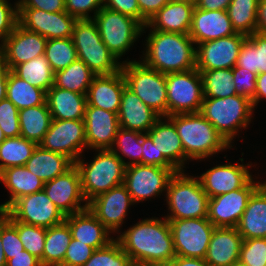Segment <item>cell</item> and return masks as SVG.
<instances>
[{
  "label": "cell",
  "instance_id": "23",
  "mask_svg": "<svg viewBox=\"0 0 266 266\" xmlns=\"http://www.w3.org/2000/svg\"><path fill=\"white\" fill-rule=\"evenodd\" d=\"M84 125L88 150L110 149L120 128L118 114L94 106H86Z\"/></svg>",
  "mask_w": 266,
  "mask_h": 266
},
{
  "label": "cell",
  "instance_id": "48",
  "mask_svg": "<svg viewBox=\"0 0 266 266\" xmlns=\"http://www.w3.org/2000/svg\"><path fill=\"white\" fill-rule=\"evenodd\" d=\"M0 128L6 138L21 134L19 109L7 98L0 101Z\"/></svg>",
  "mask_w": 266,
  "mask_h": 266
},
{
  "label": "cell",
  "instance_id": "60",
  "mask_svg": "<svg viewBox=\"0 0 266 266\" xmlns=\"http://www.w3.org/2000/svg\"><path fill=\"white\" fill-rule=\"evenodd\" d=\"M266 99V73L258 74L256 79V90L253 97V106L257 107V104Z\"/></svg>",
  "mask_w": 266,
  "mask_h": 266
},
{
  "label": "cell",
  "instance_id": "13",
  "mask_svg": "<svg viewBox=\"0 0 266 266\" xmlns=\"http://www.w3.org/2000/svg\"><path fill=\"white\" fill-rule=\"evenodd\" d=\"M177 171L176 168L133 164L126 166L123 184L133 202L140 203L166 192L170 178Z\"/></svg>",
  "mask_w": 266,
  "mask_h": 266
},
{
  "label": "cell",
  "instance_id": "57",
  "mask_svg": "<svg viewBox=\"0 0 266 266\" xmlns=\"http://www.w3.org/2000/svg\"><path fill=\"white\" fill-rule=\"evenodd\" d=\"M142 164L158 166V149L147 133L142 134Z\"/></svg>",
  "mask_w": 266,
  "mask_h": 266
},
{
  "label": "cell",
  "instance_id": "15",
  "mask_svg": "<svg viewBox=\"0 0 266 266\" xmlns=\"http://www.w3.org/2000/svg\"><path fill=\"white\" fill-rule=\"evenodd\" d=\"M253 179L243 188L209 198L207 218L215 227H237L249 198L262 183Z\"/></svg>",
  "mask_w": 266,
  "mask_h": 266
},
{
  "label": "cell",
  "instance_id": "61",
  "mask_svg": "<svg viewBox=\"0 0 266 266\" xmlns=\"http://www.w3.org/2000/svg\"><path fill=\"white\" fill-rule=\"evenodd\" d=\"M256 32L266 35V0H259Z\"/></svg>",
  "mask_w": 266,
  "mask_h": 266
},
{
  "label": "cell",
  "instance_id": "30",
  "mask_svg": "<svg viewBox=\"0 0 266 266\" xmlns=\"http://www.w3.org/2000/svg\"><path fill=\"white\" fill-rule=\"evenodd\" d=\"M46 103L52 119L80 120L85 116L87 97L53 85L46 93Z\"/></svg>",
  "mask_w": 266,
  "mask_h": 266
},
{
  "label": "cell",
  "instance_id": "32",
  "mask_svg": "<svg viewBox=\"0 0 266 266\" xmlns=\"http://www.w3.org/2000/svg\"><path fill=\"white\" fill-rule=\"evenodd\" d=\"M0 183L10 192L9 200L0 204V212L6 211L17 199L40 192L43 181L32 174L25 166L10 167L0 173Z\"/></svg>",
  "mask_w": 266,
  "mask_h": 266
},
{
  "label": "cell",
  "instance_id": "35",
  "mask_svg": "<svg viewBox=\"0 0 266 266\" xmlns=\"http://www.w3.org/2000/svg\"><path fill=\"white\" fill-rule=\"evenodd\" d=\"M71 239V231L65 221L46 228L42 266H61Z\"/></svg>",
  "mask_w": 266,
  "mask_h": 266
},
{
  "label": "cell",
  "instance_id": "62",
  "mask_svg": "<svg viewBox=\"0 0 266 266\" xmlns=\"http://www.w3.org/2000/svg\"><path fill=\"white\" fill-rule=\"evenodd\" d=\"M10 72L9 66L0 58V101L6 98L7 80Z\"/></svg>",
  "mask_w": 266,
  "mask_h": 266
},
{
  "label": "cell",
  "instance_id": "55",
  "mask_svg": "<svg viewBox=\"0 0 266 266\" xmlns=\"http://www.w3.org/2000/svg\"><path fill=\"white\" fill-rule=\"evenodd\" d=\"M18 8H35L47 12H62L65 9V0H18Z\"/></svg>",
  "mask_w": 266,
  "mask_h": 266
},
{
  "label": "cell",
  "instance_id": "25",
  "mask_svg": "<svg viewBox=\"0 0 266 266\" xmlns=\"http://www.w3.org/2000/svg\"><path fill=\"white\" fill-rule=\"evenodd\" d=\"M126 81L122 71L96 75L87 92V106L102 108L118 114Z\"/></svg>",
  "mask_w": 266,
  "mask_h": 266
},
{
  "label": "cell",
  "instance_id": "52",
  "mask_svg": "<svg viewBox=\"0 0 266 266\" xmlns=\"http://www.w3.org/2000/svg\"><path fill=\"white\" fill-rule=\"evenodd\" d=\"M103 6L104 0H65L66 12L76 19H93Z\"/></svg>",
  "mask_w": 266,
  "mask_h": 266
},
{
  "label": "cell",
  "instance_id": "69",
  "mask_svg": "<svg viewBox=\"0 0 266 266\" xmlns=\"http://www.w3.org/2000/svg\"><path fill=\"white\" fill-rule=\"evenodd\" d=\"M265 188H266V181H264L263 183H261Z\"/></svg>",
  "mask_w": 266,
  "mask_h": 266
},
{
  "label": "cell",
  "instance_id": "20",
  "mask_svg": "<svg viewBox=\"0 0 266 266\" xmlns=\"http://www.w3.org/2000/svg\"><path fill=\"white\" fill-rule=\"evenodd\" d=\"M46 43L44 36L17 24L13 32L0 43V58L12 71L17 65L44 55Z\"/></svg>",
  "mask_w": 266,
  "mask_h": 266
},
{
  "label": "cell",
  "instance_id": "12",
  "mask_svg": "<svg viewBox=\"0 0 266 266\" xmlns=\"http://www.w3.org/2000/svg\"><path fill=\"white\" fill-rule=\"evenodd\" d=\"M0 213L8 221H20L44 228L61 224L66 217L44 190L17 199L6 211Z\"/></svg>",
  "mask_w": 266,
  "mask_h": 266
},
{
  "label": "cell",
  "instance_id": "28",
  "mask_svg": "<svg viewBox=\"0 0 266 266\" xmlns=\"http://www.w3.org/2000/svg\"><path fill=\"white\" fill-rule=\"evenodd\" d=\"M73 239L85 243L95 250L106 247L114 237L111 232L88 209L65 217Z\"/></svg>",
  "mask_w": 266,
  "mask_h": 266
},
{
  "label": "cell",
  "instance_id": "53",
  "mask_svg": "<svg viewBox=\"0 0 266 266\" xmlns=\"http://www.w3.org/2000/svg\"><path fill=\"white\" fill-rule=\"evenodd\" d=\"M8 0H0V41L13 32L18 24V2L14 6Z\"/></svg>",
  "mask_w": 266,
  "mask_h": 266
},
{
  "label": "cell",
  "instance_id": "39",
  "mask_svg": "<svg viewBox=\"0 0 266 266\" xmlns=\"http://www.w3.org/2000/svg\"><path fill=\"white\" fill-rule=\"evenodd\" d=\"M12 72L20 79L46 92L54 85L55 73L45 55L17 65Z\"/></svg>",
  "mask_w": 266,
  "mask_h": 266
},
{
  "label": "cell",
  "instance_id": "59",
  "mask_svg": "<svg viewBox=\"0 0 266 266\" xmlns=\"http://www.w3.org/2000/svg\"><path fill=\"white\" fill-rule=\"evenodd\" d=\"M232 0H195V7L203 10H227Z\"/></svg>",
  "mask_w": 266,
  "mask_h": 266
},
{
  "label": "cell",
  "instance_id": "24",
  "mask_svg": "<svg viewBox=\"0 0 266 266\" xmlns=\"http://www.w3.org/2000/svg\"><path fill=\"white\" fill-rule=\"evenodd\" d=\"M236 33L226 10L194 8L189 36L195 45Z\"/></svg>",
  "mask_w": 266,
  "mask_h": 266
},
{
  "label": "cell",
  "instance_id": "3",
  "mask_svg": "<svg viewBox=\"0 0 266 266\" xmlns=\"http://www.w3.org/2000/svg\"><path fill=\"white\" fill-rule=\"evenodd\" d=\"M168 118L175 125L185 156L190 161H201L233 147L200 112L175 114Z\"/></svg>",
  "mask_w": 266,
  "mask_h": 266
},
{
  "label": "cell",
  "instance_id": "22",
  "mask_svg": "<svg viewBox=\"0 0 266 266\" xmlns=\"http://www.w3.org/2000/svg\"><path fill=\"white\" fill-rule=\"evenodd\" d=\"M240 161L242 164L226 163L213 166L197 176L209 198L243 188L254 178L249 171L252 164H243V158H240Z\"/></svg>",
  "mask_w": 266,
  "mask_h": 266
},
{
  "label": "cell",
  "instance_id": "51",
  "mask_svg": "<svg viewBox=\"0 0 266 266\" xmlns=\"http://www.w3.org/2000/svg\"><path fill=\"white\" fill-rule=\"evenodd\" d=\"M94 251L93 247L72 238L61 266H83Z\"/></svg>",
  "mask_w": 266,
  "mask_h": 266
},
{
  "label": "cell",
  "instance_id": "40",
  "mask_svg": "<svg viewBox=\"0 0 266 266\" xmlns=\"http://www.w3.org/2000/svg\"><path fill=\"white\" fill-rule=\"evenodd\" d=\"M36 147L35 142L22 136L6 138L0 144V173L10 167L25 166Z\"/></svg>",
  "mask_w": 266,
  "mask_h": 266
},
{
  "label": "cell",
  "instance_id": "36",
  "mask_svg": "<svg viewBox=\"0 0 266 266\" xmlns=\"http://www.w3.org/2000/svg\"><path fill=\"white\" fill-rule=\"evenodd\" d=\"M236 66L256 74L266 73V35L254 32L247 36L239 50Z\"/></svg>",
  "mask_w": 266,
  "mask_h": 266
},
{
  "label": "cell",
  "instance_id": "33",
  "mask_svg": "<svg viewBox=\"0 0 266 266\" xmlns=\"http://www.w3.org/2000/svg\"><path fill=\"white\" fill-rule=\"evenodd\" d=\"M73 165L74 163L67 156L45 150L40 145H37L25 167L36 177L40 178L43 183H46L64 174Z\"/></svg>",
  "mask_w": 266,
  "mask_h": 266
},
{
  "label": "cell",
  "instance_id": "8",
  "mask_svg": "<svg viewBox=\"0 0 266 266\" xmlns=\"http://www.w3.org/2000/svg\"><path fill=\"white\" fill-rule=\"evenodd\" d=\"M126 86L160 116H167L166 74L146 66L142 61L125 60L121 64Z\"/></svg>",
  "mask_w": 266,
  "mask_h": 266
},
{
  "label": "cell",
  "instance_id": "64",
  "mask_svg": "<svg viewBox=\"0 0 266 266\" xmlns=\"http://www.w3.org/2000/svg\"><path fill=\"white\" fill-rule=\"evenodd\" d=\"M0 266H6V258L4 255V251L2 249V241H1V213H0Z\"/></svg>",
  "mask_w": 266,
  "mask_h": 266
},
{
  "label": "cell",
  "instance_id": "2",
  "mask_svg": "<svg viewBox=\"0 0 266 266\" xmlns=\"http://www.w3.org/2000/svg\"><path fill=\"white\" fill-rule=\"evenodd\" d=\"M145 40L141 61L146 66L163 74L196 68V45L189 34L150 29Z\"/></svg>",
  "mask_w": 266,
  "mask_h": 266
},
{
  "label": "cell",
  "instance_id": "34",
  "mask_svg": "<svg viewBox=\"0 0 266 266\" xmlns=\"http://www.w3.org/2000/svg\"><path fill=\"white\" fill-rule=\"evenodd\" d=\"M52 120L47 103L20 109V136L39 145L50 128Z\"/></svg>",
  "mask_w": 266,
  "mask_h": 266
},
{
  "label": "cell",
  "instance_id": "58",
  "mask_svg": "<svg viewBox=\"0 0 266 266\" xmlns=\"http://www.w3.org/2000/svg\"><path fill=\"white\" fill-rule=\"evenodd\" d=\"M6 266H42L40 260L26 250L6 261Z\"/></svg>",
  "mask_w": 266,
  "mask_h": 266
},
{
  "label": "cell",
  "instance_id": "19",
  "mask_svg": "<svg viewBox=\"0 0 266 266\" xmlns=\"http://www.w3.org/2000/svg\"><path fill=\"white\" fill-rule=\"evenodd\" d=\"M43 190L65 216L88 208L81 189L80 173L75 164L64 174L44 183Z\"/></svg>",
  "mask_w": 266,
  "mask_h": 266
},
{
  "label": "cell",
  "instance_id": "43",
  "mask_svg": "<svg viewBox=\"0 0 266 266\" xmlns=\"http://www.w3.org/2000/svg\"><path fill=\"white\" fill-rule=\"evenodd\" d=\"M142 134L143 133L139 131L127 130L120 127L110 150L113 151L126 166L142 164ZM122 156L129 158L130 161L125 162Z\"/></svg>",
  "mask_w": 266,
  "mask_h": 266
},
{
  "label": "cell",
  "instance_id": "18",
  "mask_svg": "<svg viewBox=\"0 0 266 266\" xmlns=\"http://www.w3.org/2000/svg\"><path fill=\"white\" fill-rule=\"evenodd\" d=\"M134 204L125 185L120 184L89 201L88 209L114 235L121 232L128 208Z\"/></svg>",
  "mask_w": 266,
  "mask_h": 266
},
{
  "label": "cell",
  "instance_id": "68",
  "mask_svg": "<svg viewBox=\"0 0 266 266\" xmlns=\"http://www.w3.org/2000/svg\"><path fill=\"white\" fill-rule=\"evenodd\" d=\"M169 1H195V0H169Z\"/></svg>",
  "mask_w": 266,
  "mask_h": 266
},
{
  "label": "cell",
  "instance_id": "44",
  "mask_svg": "<svg viewBox=\"0 0 266 266\" xmlns=\"http://www.w3.org/2000/svg\"><path fill=\"white\" fill-rule=\"evenodd\" d=\"M44 55L54 73L67 68L78 59L72 37L47 39Z\"/></svg>",
  "mask_w": 266,
  "mask_h": 266
},
{
  "label": "cell",
  "instance_id": "56",
  "mask_svg": "<svg viewBox=\"0 0 266 266\" xmlns=\"http://www.w3.org/2000/svg\"><path fill=\"white\" fill-rule=\"evenodd\" d=\"M169 0H138L140 9V23L143 26L163 7Z\"/></svg>",
  "mask_w": 266,
  "mask_h": 266
},
{
  "label": "cell",
  "instance_id": "9",
  "mask_svg": "<svg viewBox=\"0 0 266 266\" xmlns=\"http://www.w3.org/2000/svg\"><path fill=\"white\" fill-rule=\"evenodd\" d=\"M93 20L103 43L117 60L121 59L138 37L140 38L141 34L145 33L144 26L138 20L104 6Z\"/></svg>",
  "mask_w": 266,
  "mask_h": 266
},
{
  "label": "cell",
  "instance_id": "26",
  "mask_svg": "<svg viewBox=\"0 0 266 266\" xmlns=\"http://www.w3.org/2000/svg\"><path fill=\"white\" fill-rule=\"evenodd\" d=\"M161 116L148 107L127 86L123 89L118 111L119 125L127 130L147 133Z\"/></svg>",
  "mask_w": 266,
  "mask_h": 266
},
{
  "label": "cell",
  "instance_id": "5",
  "mask_svg": "<svg viewBox=\"0 0 266 266\" xmlns=\"http://www.w3.org/2000/svg\"><path fill=\"white\" fill-rule=\"evenodd\" d=\"M254 106L250 99L241 95L225 98H204L200 114L232 146V140L240 129H246L251 123Z\"/></svg>",
  "mask_w": 266,
  "mask_h": 266
},
{
  "label": "cell",
  "instance_id": "67",
  "mask_svg": "<svg viewBox=\"0 0 266 266\" xmlns=\"http://www.w3.org/2000/svg\"><path fill=\"white\" fill-rule=\"evenodd\" d=\"M230 266H246V265L239 260V261L232 263Z\"/></svg>",
  "mask_w": 266,
  "mask_h": 266
},
{
  "label": "cell",
  "instance_id": "31",
  "mask_svg": "<svg viewBox=\"0 0 266 266\" xmlns=\"http://www.w3.org/2000/svg\"><path fill=\"white\" fill-rule=\"evenodd\" d=\"M236 228L243 239L266 238V188L262 184L249 198Z\"/></svg>",
  "mask_w": 266,
  "mask_h": 266
},
{
  "label": "cell",
  "instance_id": "54",
  "mask_svg": "<svg viewBox=\"0 0 266 266\" xmlns=\"http://www.w3.org/2000/svg\"><path fill=\"white\" fill-rule=\"evenodd\" d=\"M104 7L130 16L140 22L138 0H104Z\"/></svg>",
  "mask_w": 266,
  "mask_h": 266
},
{
  "label": "cell",
  "instance_id": "29",
  "mask_svg": "<svg viewBox=\"0 0 266 266\" xmlns=\"http://www.w3.org/2000/svg\"><path fill=\"white\" fill-rule=\"evenodd\" d=\"M243 237L235 227H216L205 256L210 266H230L239 261Z\"/></svg>",
  "mask_w": 266,
  "mask_h": 266
},
{
  "label": "cell",
  "instance_id": "66",
  "mask_svg": "<svg viewBox=\"0 0 266 266\" xmlns=\"http://www.w3.org/2000/svg\"><path fill=\"white\" fill-rule=\"evenodd\" d=\"M6 139L2 129L0 128V144Z\"/></svg>",
  "mask_w": 266,
  "mask_h": 266
},
{
  "label": "cell",
  "instance_id": "4",
  "mask_svg": "<svg viewBox=\"0 0 266 266\" xmlns=\"http://www.w3.org/2000/svg\"><path fill=\"white\" fill-rule=\"evenodd\" d=\"M93 160L87 163L81 157L74 163L81 178V189L87 203L101 193L124 182L126 165L110 149L95 150Z\"/></svg>",
  "mask_w": 266,
  "mask_h": 266
},
{
  "label": "cell",
  "instance_id": "7",
  "mask_svg": "<svg viewBox=\"0 0 266 266\" xmlns=\"http://www.w3.org/2000/svg\"><path fill=\"white\" fill-rule=\"evenodd\" d=\"M72 40L78 59L96 75H110L121 70V61H118L103 43L93 19H77Z\"/></svg>",
  "mask_w": 266,
  "mask_h": 266
},
{
  "label": "cell",
  "instance_id": "16",
  "mask_svg": "<svg viewBox=\"0 0 266 266\" xmlns=\"http://www.w3.org/2000/svg\"><path fill=\"white\" fill-rule=\"evenodd\" d=\"M247 35H234L196 45V69H232L237 63L239 50Z\"/></svg>",
  "mask_w": 266,
  "mask_h": 266
},
{
  "label": "cell",
  "instance_id": "1",
  "mask_svg": "<svg viewBox=\"0 0 266 266\" xmlns=\"http://www.w3.org/2000/svg\"><path fill=\"white\" fill-rule=\"evenodd\" d=\"M115 239L135 266L169 262L176 257L171 228L165 217L142 219Z\"/></svg>",
  "mask_w": 266,
  "mask_h": 266
},
{
  "label": "cell",
  "instance_id": "14",
  "mask_svg": "<svg viewBox=\"0 0 266 266\" xmlns=\"http://www.w3.org/2000/svg\"><path fill=\"white\" fill-rule=\"evenodd\" d=\"M39 145L45 150L67 156L75 163L87 149L84 119H53Z\"/></svg>",
  "mask_w": 266,
  "mask_h": 266
},
{
  "label": "cell",
  "instance_id": "65",
  "mask_svg": "<svg viewBox=\"0 0 266 266\" xmlns=\"http://www.w3.org/2000/svg\"><path fill=\"white\" fill-rule=\"evenodd\" d=\"M140 266H173V260L169 262H158V263H149V264H143Z\"/></svg>",
  "mask_w": 266,
  "mask_h": 266
},
{
  "label": "cell",
  "instance_id": "11",
  "mask_svg": "<svg viewBox=\"0 0 266 266\" xmlns=\"http://www.w3.org/2000/svg\"><path fill=\"white\" fill-rule=\"evenodd\" d=\"M176 256L204 259L216 228L208 218L167 219Z\"/></svg>",
  "mask_w": 266,
  "mask_h": 266
},
{
  "label": "cell",
  "instance_id": "37",
  "mask_svg": "<svg viewBox=\"0 0 266 266\" xmlns=\"http://www.w3.org/2000/svg\"><path fill=\"white\" fill-rule=\"evenodd\" d=\"M46 91L20 79L12 71L8 75L6 98L19 110L46 103Z\"/></svg>",
  "mask_w": 266,
  "mask_h": 266
},
{
  "label": "cell",
  "instance_id": "6",
  "mask_svg": "<svg viewBox=\"0 0 266 266\" xmlns=\"http://www.w3.org/2000/svg\"><path fill=\"white\" fill-rule=\"evenodd\" d=\"M169 213L166 219L206 218L209 196L205 193L198 177L175 172L166 190Z\"/></svg>",
  "mask_w": 266,
  "mask_h": 266
},
{
  "label": "cell",
  "instance_id": "50",
  "mask_svg": "<svg viewBox=\"0 0 266 266\" xmlns=\"http://www.w3.org/2000/svg\"><path fill=\"white\" fill-rule=\"evenodd\" d=\"M257 75L248 69L237 67L233 68V83L235 84L236 95H241L250 99L253 103V97L256 90Z\"/></svg>",
  "mask_w": 266,
  "mask_h": 266
},
{
  "label": "cell",
  "instance_id": "41",
  "mask_svg": "<svg viewBox=\"0 0 266 266\" xmlns=\"http://www.w3.org/2000/svg\"><path fill=\"white\" fill-rule=\"evenodd\" d=\"M259 0H232L227 8L228 17L237 33L256 32Z\"/></svg>",
  "mask_w": 266,
  "mask_h": 266
},
{
  "label": "cell",
  "instance_id": "47",
  "mask_svg": "<svg viewBox=\"0 0 266 266\" xmlns=\"http://www.w3.org/2000/svg\"><path fill=\"white\" fill-rule=\"evenodd\" d=\"M239 260L246 266H266V238L243 239Z\"/></svg>",
  "mask_w": 266,
  "mask_h": 266
},
{
  "label": "cell",
  "instance_id": "63",
  "mask_svg": "<svg viewBox=\"0 0 266 266\" xmlns=\"http://www.w3.org/2000/svg\"><path fill=\"white\" fill-rule=\"evenodd\" d=\"M173 266H210L205 259L176 256Z\"/></svg>",
  "mask_w": 266,
  "mask_h": 266
},
{
  "label": "cell",
  "instance_id": "17",
  "mask_svg": "<svg viewBox=\"0 0 266 266\" xmlns=\"http://www.w3.org/2000/svg\"><path fill=\"white\" fill-rule=\"evenodd\" d=\"M76 20L66 11L53 13L35 8H18V24L46 39L72 37Z\"/></svg>",
  "mask_w": 266,
  "mask_h": 266
},
{
  "label": "cell",
  "instance_id": "49",
  "mask_svg": "<svg viewBox=\"0 0 266 266\" xmlns=\"http://www.w3.org/2000/svg\"><path fill=\"white\" fill-rule=\"evenodd\" d=\"M1 241L6 261L24 250L17 229L1 214Z\"/></svg>",
  "mask_w": 266,
  "mask_h": 266
},
{
  "label": "cell",
  "instance_id": "21",
  "mask_svg": "<svg viewBox=\"0 0 266 266\" xmlns=\"http://www.w3.org/2000/svg\"><path fill=\"white\" fill-rule=\"evenodd\" d=\"M147 134L158 149V166L185 171V163L190 160L185 156L175 125L167 116H161Z\"/></svg>",
  "mask_w": 266,
  "mask_h": 266
},
{
  "label": "cell",
  "instance_id": "38",
  "mask_svg": "<svg viewBox=\"0 0 266 266\" xmlns=\"http://www.w3.org/2000/svg\"><path fill=\"white\" fill-rule=\"evenodd\" d=\"M95 76L82 60L77 59L67 68L55 73L54 86L87 95Z\"/></svg>",
  "mask_w": 266,
  "mask_h": 266
},
{
  "label": "cell",
  "instance_id": "46",
  "mask_svg": "<svg viewBox=\"0 0 266 266\" xmlns=\"http://www.w3.org/2000/svg\"><path fill=\"white\" fill-rule=\"evenodd\" d=\"M18 231L19 239L22 241L24 250L28 251L40 260L45 245L46 228L29 225L20 221H9Z\"/></svg>",
  "mask_w": 266,
  "mask_h": 266
},
{
  "label": "cell",
  "instance_id": "42",
  "mask_svg": "<svg viewBox=\"0 0 266 266\" xmlns=\"http://www.w3.org/2000/svg\"><path fill=\"white\" fill-rule=\"evenodd\" d=\"M198 71L203 81L204 98H225L236 95L233 68Z\"/></svg>",
  "mask_w": 266,
  "mask_h": 266
},
{
  "label": "cell",
  "instance_id": "27",
  "mask_svg": "<svg viewBox=\"0 0 266 266\" xmlns=\"http://www.w3.org/2000/svg\"><path fill=\"white\" fill-rule=\"evenodd\" d=\"M194 1H169L143 27L155 31L189 34Z\"/></svg>",
  "mask_w": 266,
  "mask_h": 266
},
{
  "label": "cell",
  "instance_id": "10",
  "mask_svg": "<svg viewBox=\"0 0 266 266\" xmlns=\"http://www.w3.org/2000/svg\"><path fill=\"white\" fill-rule=\"evenodd\" d=\"M167 117L199 113L204 99L201 73L196 69L166 74Z\"/></svg>",
  "mask_w": 266,
  "mask_h": 266
},
{
  "label": "cell",
  "instance_id": "45",
  "mask_svg": "<svg viewBox=\"0 0 266 266\" xmlns=\"http://www.w3.org/2000/svg\"><path fill=\"white\" fill-rule=\"evenodd\" d=\"M83 266H135L129 255L114 239L106 247L96 249Z\"/></svg>",
  "mask_w": 266,
  "mask_h": 266
}]
</instances>
